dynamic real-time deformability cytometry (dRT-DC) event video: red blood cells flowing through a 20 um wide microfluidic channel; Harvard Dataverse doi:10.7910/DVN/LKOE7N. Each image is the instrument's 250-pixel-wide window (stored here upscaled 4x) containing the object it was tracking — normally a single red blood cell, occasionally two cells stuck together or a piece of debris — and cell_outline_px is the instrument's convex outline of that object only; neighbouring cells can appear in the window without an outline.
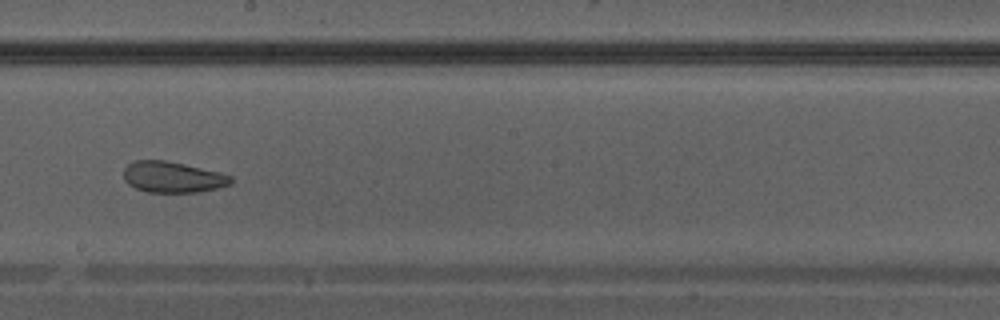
{"species": "Egyptian fruit bat (a non-hibernating species)", "species_latin": "Rousettus aegyptiacus", "temperature_condition": "warm", "stored_images_in_passage": 39, "camera_frame_rate_fps": 3000, "um_per_image_px": 0.085, "animal": {"sex": "male"}, "frame": {"image": 1, "passage_image": 23, "time_ms": 7.333, "image_size_px": [1000, 320], "cell_outline_px": [[232, 184], [200, 192], [148, 192], [136, 188], [128, 184], [124, 180], [124, 168], [128, 164], [136, 160], [164, 160], [184, 164], [220, 172], [232, 176]], "centroid_in_image_um": [14.68, 15.05], "position_along_channel_um": 233.5, "area_um2": 19.36}}